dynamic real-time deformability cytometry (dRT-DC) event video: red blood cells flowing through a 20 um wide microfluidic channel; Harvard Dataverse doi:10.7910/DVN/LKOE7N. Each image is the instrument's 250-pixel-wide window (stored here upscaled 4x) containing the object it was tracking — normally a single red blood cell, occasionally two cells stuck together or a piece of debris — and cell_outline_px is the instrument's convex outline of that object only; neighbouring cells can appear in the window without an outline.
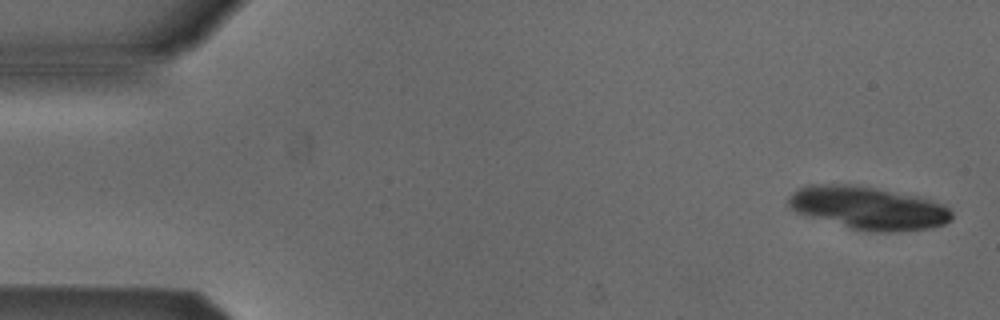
{"species": "Egyptian fruit bat (a non-hibernating species)", "species_latin": "Rousettus aegyptiacus", "temperature_condition": "cold", "stored_images_in_passage": 5, "camera_frame_rate_fps": 3000, "um_per_image_px": 0.085, "animal": {"sex": "male"}, "frame": {"image": 1, "passage_image": 1, "time_ms": 0.0, "image_size_px": [1000, 320], "cell_outline_px": [[952, 220], [944, 224], [928, 228], [896, 232], [868, 232], [852, 228], [796, 212], [788, 204], [788, 200], [800, 188], [812, 184], [856, 184], [916, 196], [932, 200], [944, 204], [952, 212]], "centroid_in_image_um": [73.86, 17.68], "position_along_channel_um": 11.1, "area_um2": 40.46}}